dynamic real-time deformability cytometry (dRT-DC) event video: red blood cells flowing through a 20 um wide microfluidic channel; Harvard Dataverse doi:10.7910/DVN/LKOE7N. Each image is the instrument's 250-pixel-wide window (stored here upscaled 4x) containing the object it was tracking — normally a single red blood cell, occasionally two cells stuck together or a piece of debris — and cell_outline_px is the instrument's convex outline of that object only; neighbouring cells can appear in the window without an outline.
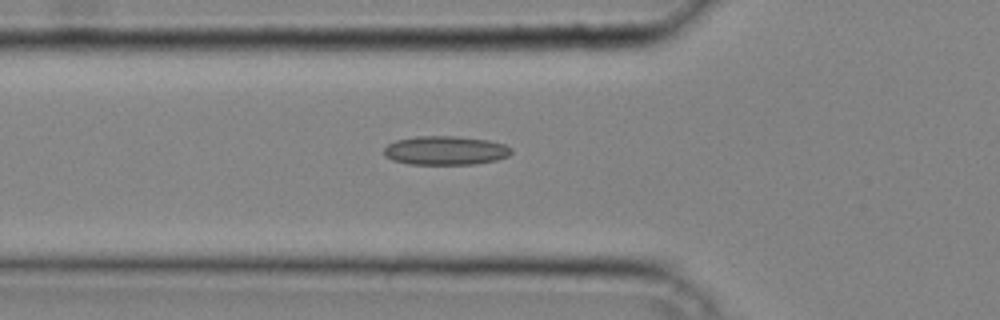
{"species": "common noctule bat (a hibernating species)", "species_latin": "Nyctalus noctula", "temperature_condition": "cold", "stored_images_in_passage": 29, "camera_frame_rate_fps": 3000, "um_per_image_px": 0.085, "animal": {"sex": "male", "body_mass_g": 20.4}, "frame": {"image": 1, "passage_image": 4, "time_ms": 1.0, "image_size_px": [1000, 320], "cell_outline_px": [[512, 152], [508, 156], [496, 160], [472, 164], [408, 164], [392, 160], [384, 152], [384, 148], [388, 144], [396, 140], [416, 136], [452, 136], [488, 140], [504, 144], [512, 148]], "centroid_in_image_um": [37.87, 12.79], "position_along_channel_um": 87.9, "area_um2": 21.33}}
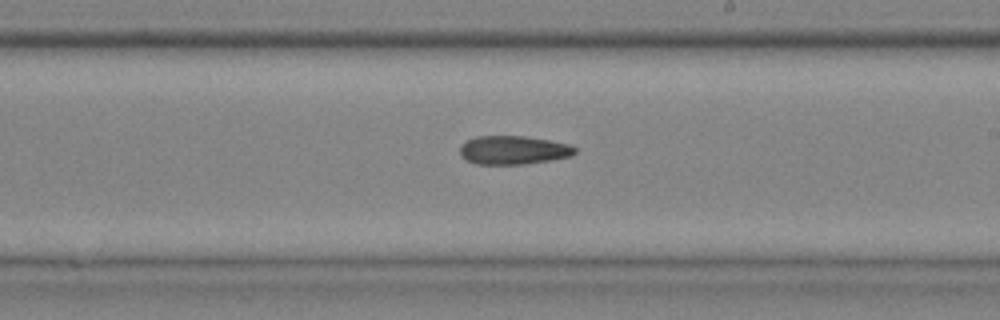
{"frame": {"image": 2, "passage_image": 14, "time_ms": 4.333, "image_size_px": [1000, 320], "cell_outline_px": [[576, 152], [572, 156], [552, 160], [524, 164], [476, 164], [468, 160], [460, 152], [460, 144], [476, 136], [524, 136], [548, 140], [568, 144], [576, 148]], "centroid_in_image_um": [43.65, 12.76], "position_along_channel_um": 245.3, "area_um2": 19.07}}
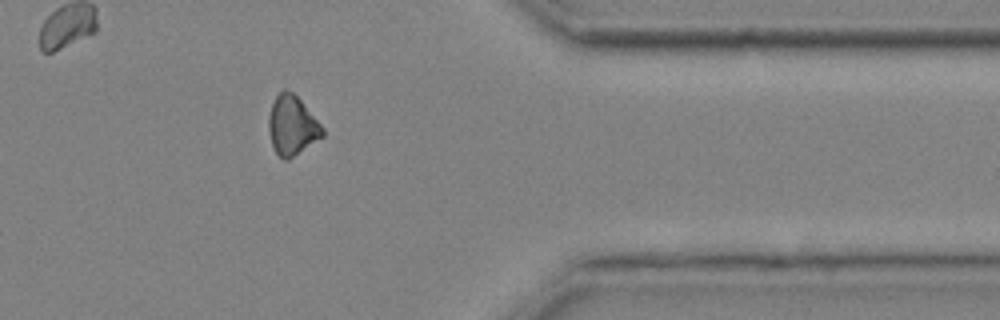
{"frame": {"image": 3, "passage_image": 24, "time_ms": 7.667, "image_size_px": [1000, 320], "cell_outline_px": [[324, 136], [288, 160], [284, 160], [276, 152], [272, 144], [268, 128], [268, 116], [272, 104], [276, 96], [284, 88], [292, 92], [300, 100], [324, 128]], "centroid_in_image_um": [24.82, 10.67], "position_along_channel_um": 386.6, "area_um2": 18.44}}